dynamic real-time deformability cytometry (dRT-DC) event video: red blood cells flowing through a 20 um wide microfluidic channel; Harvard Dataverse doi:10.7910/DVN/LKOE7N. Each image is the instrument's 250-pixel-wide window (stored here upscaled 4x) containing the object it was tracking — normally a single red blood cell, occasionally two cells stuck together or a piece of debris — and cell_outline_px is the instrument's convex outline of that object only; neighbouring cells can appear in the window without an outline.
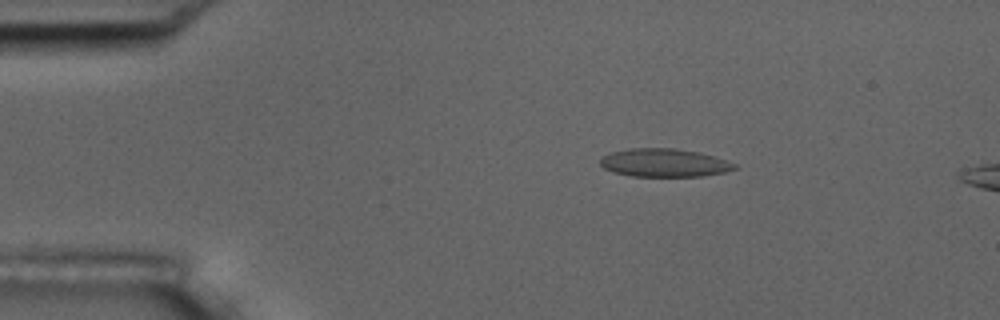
{"species": "common noctule bat (a hibernating species)", "species_latin": "Nyctalus noctula", "temperature_condition": "room temperature", "stored_images_in_passage": 3, "camera_frame_rate_fps": 3000, "um_per_image_px": 0.085, "animal": {"sex": "male", "body_mass_g": 17.5, "forearm_length_mm": 52.3}, "frame": {"image": 1, "passage_image": 2, "time_ms": 1.0, "image_size_px": [1000, 320], "cell_outline_px": [[736, 168], [724, 172], [704, 176], [632, 176], [612, 172], [604, 168], [600, 164], [600, 156], [608, 152], [628, 148], [676, 148], [700, 152], [728, 160], [736, 164]], "centroid_in_image_um": [56.43, 13.82], "position_along_channel_um": 28.6, "area_um2": 22.37}}